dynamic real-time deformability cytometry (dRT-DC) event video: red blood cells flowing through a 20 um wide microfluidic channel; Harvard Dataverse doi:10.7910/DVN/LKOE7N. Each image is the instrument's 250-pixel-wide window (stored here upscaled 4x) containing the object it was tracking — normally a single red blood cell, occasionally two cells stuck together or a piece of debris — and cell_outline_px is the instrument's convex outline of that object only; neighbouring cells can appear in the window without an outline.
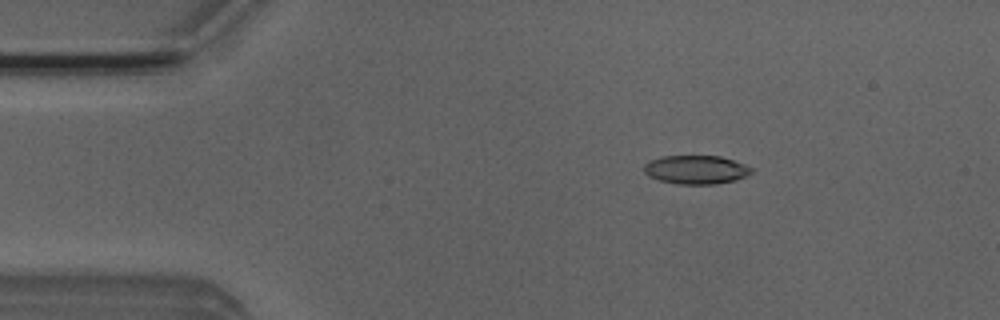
{"species": "Egyptian fruit bat (a non-hibernating species)", "species_latin": "Rousettus aegyptiacus", "temperature_condition": "room temperature", "stored_images_in_passage": 51, "camera_frame_rate_fps": 3000, "um_per_image_px": 0.085, "animal": {"sex": "male"}, "frame": {"image": 1, "passage_image": 8, "time_ms": 2.333, "image_size_px": [1000, 320], "cell_outline_px": [[752, 172], [736, 180], [716, 184], [680, 184], [660, 180], [648, 176], [644, 172], [644, 164], [652, 160], [664, 156], [720, 156], [744, 164], [752, 168]], "centroid_in_image_um": [59.16, 14.42], "position_along_channel_um": 25.8, "area_um2": 17.74}}
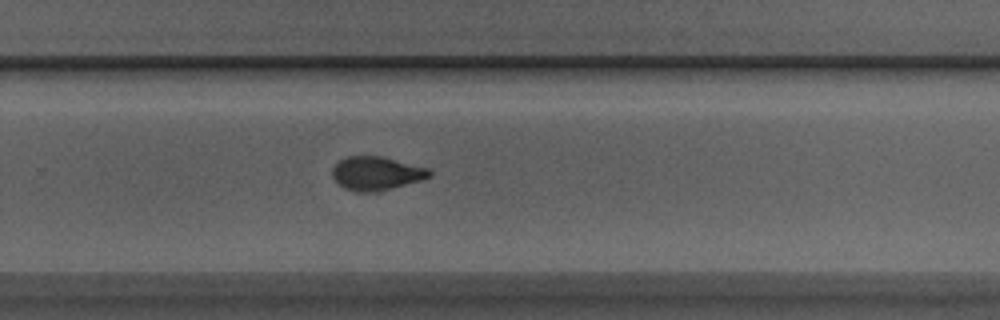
{"frame": {"image": 2, "passage_image": 33, "time_ms": 10.667, "image_size_px": [1000, 320], "cell_outline_px": [[432, 176], [420, 180], [380, 192], [356, 192], [344, 188], [332, 176], [332, 168], [340, 160], [348, 156], [380, 156], [428, 168], [432, 172]], "centroid_in_image_um": [31.99, 14.75], "position_along_channel_um": 297.8, "area_um2": 18.96}}
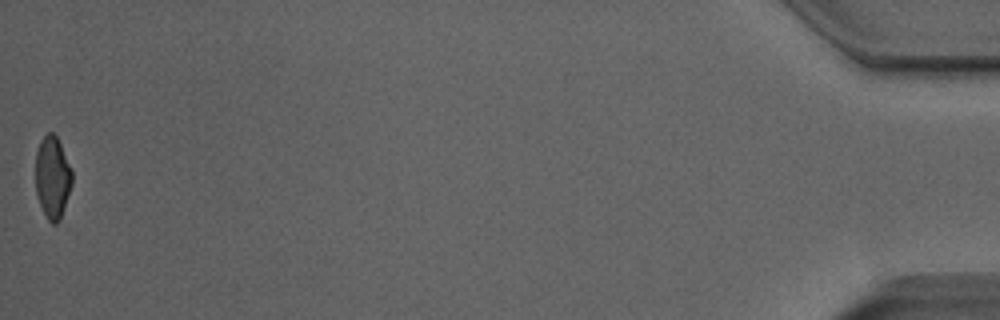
{"frame": {"image": 3, "passage_image": 51, "time_ms": 16.667, "image_size_px": [1000, 320], "cell_outline_px": [[72, 184], [60, 220], [56, 224], [52, 224], [48, 220], [36, 196], [36, 152], [40, 140], [48, 132], [52, 132], [56, 136], [60, 144], [72, 172]], "centroid_in_image_um": [4.45, 15.09], "position_along_channel_um": 430.8, "area_um2": 17.34}, "authors_computed_cell_mechanics": {"area_um2": 19.1896, "velocity_mm_per_s": 3.9837, "shape_relaxation_time_tau1_ms": 4.2122, "shape_relaxation_time_tau2_ms": 1.1394, "deformation_change_tau1": 0.1587, "deformation_change_tau2": 0.0724}}